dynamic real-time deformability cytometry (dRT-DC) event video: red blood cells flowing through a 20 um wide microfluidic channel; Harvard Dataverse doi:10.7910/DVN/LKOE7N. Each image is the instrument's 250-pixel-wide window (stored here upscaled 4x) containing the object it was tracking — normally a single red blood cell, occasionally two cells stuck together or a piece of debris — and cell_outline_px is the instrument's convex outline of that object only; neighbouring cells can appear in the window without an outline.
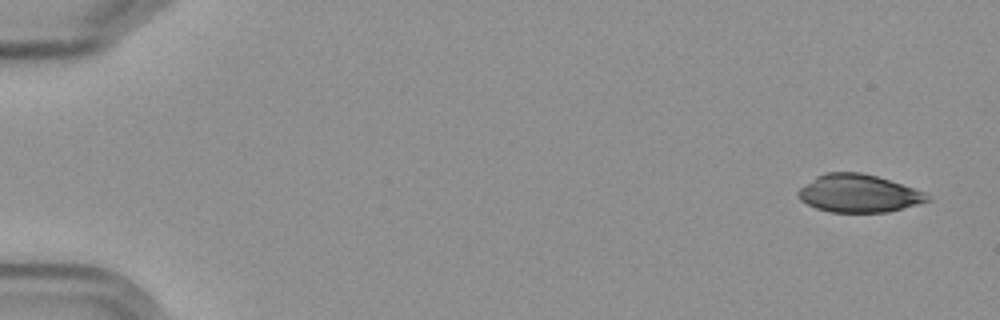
{"species": "Egyptian fruit bat (a non-hibernating species)", "species_latin": "Rousettus aegyptiacus", "temperature_condition": "cold", "stored_images_in_passage": 5, "camera_frame_rate_fps": 3000, "um_per_image_px": 0.085, "frame": {"image": 1, "passage_image": 1, "time_ms": 0.0, "image_size_px": [1000, 320], "cell_outline_px": [[932, 200], [888, 212], [828, 212], [816, 208], [800, 200], [796, 196], [796, 192], [800, 188], [816, 176], [824, 172], [860, 172], [876, 176], [924, 192]], "centroid_in_image_um": [72.93, 16.44], "position_along_channel_um": 12.1, "area_um2": 28.32}}
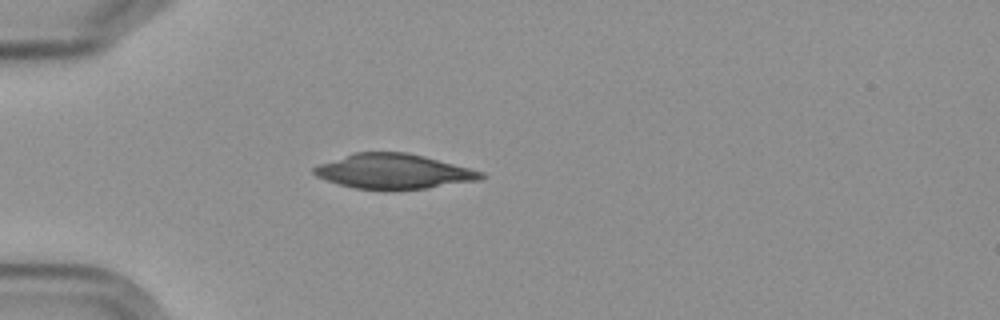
{"frame": {"image": 2, "passage_image": 5, "time_ms": 4.667, "image_size_px": [1000, 320], "cell_outline_px": [[488, 176], [480, 180], [428, 188], [388, 192], [352, 188], [316, 176], [312, 172], [312, 168], [320, 164], [352, 152], [408, 152], [424, 156], [484, 172]], "centroid_in_image_um": [33.46, 14.59], "position_along_channel_um": 51.5, "area_um2": 34.56}}